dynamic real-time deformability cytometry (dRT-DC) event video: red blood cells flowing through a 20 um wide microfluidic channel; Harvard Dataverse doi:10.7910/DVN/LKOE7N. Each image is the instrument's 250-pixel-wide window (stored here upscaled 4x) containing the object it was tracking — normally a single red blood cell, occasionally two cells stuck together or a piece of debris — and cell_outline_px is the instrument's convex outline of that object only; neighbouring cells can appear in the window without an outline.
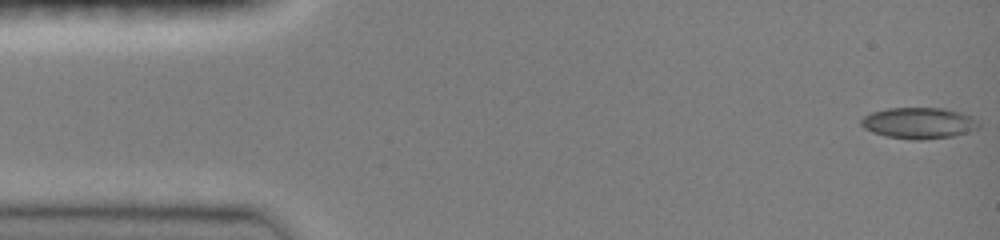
{"species": "common noctule bat (a hibernating species)", "species_latin": "Nyctalus noctula", "temperature_condition": "room temperature", "stored_images_in_passage": 44, "camera_frame_rate_fps": 3000, "um_per_image_px": 0.085, "animal": {"sex": "female", "body_mass_g": 19.0, "forearm_length_mm": 51.5}, "frame": {"image": 1, "passage_image": 1, "time_ms": 0.0, "image_size_px": [1000, 240], "cell_outline_px": [[980, 128], [956, 136], [924, 140], [912, 140], [884, 136], [872, 132], [864, 128], [860, 124], [860, 120], [864, 116], [872, 112], [888, 108], [944, 108], [960, 112], [976, 120], [980, 124]], "centroid_in_image_um": [78.09, 10.47], "position_along_channel_um": 6.9, "area_um2": 21.56}}
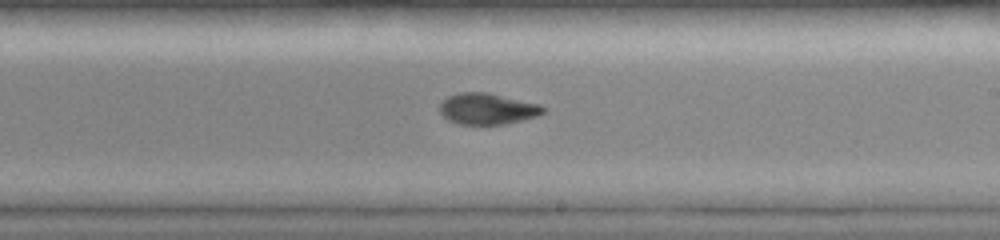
{"frame": {"image": 2, "passage_image": 25, "time_ms": 9.0, "image_size_px": [1000, 240], "cell_outline_px": [[544, 112], [540, 116], [504, 124], [460, 124], [448, 120], [440, 112], [440, 104], [448, 96], [460, 92], [488, 92], [540, 104], [544, 108]], "centroid_in_image_um": [41.45, 9.24], "position_along_channel_um": 247.6, "area_um2": 18.79}}
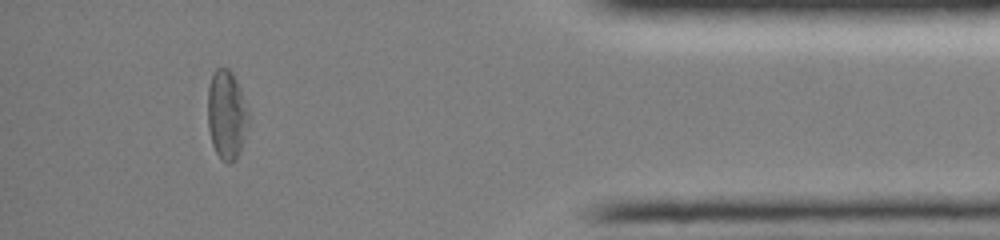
{"frame": {"image": 3, "passage_image": 40, "time_ms": 14.0, "image_size_px": [1000, 240], "cell_outline_px": [[248, 124], [240, 152], [236, 160], [228, 164], [220, 160], [212, 144], [208, 128], [208, 88], [212, 72], [216, 68], [228, 68], [232, 72], [236, 80], [248, 112]], "centroid_in_image_um": [19.24, 9.78], "position_along_channel_um": 416.0, "area_um2": 21.15}, "authors_computed_cell_mechanics": {"area_um2": 19.7676, "velocity_mm_per_s": 4.0308, "shape_relaxation_time_tau1_ms": null, "shape_relaxation_time_tau2_ms": 3.8006, "deformation_change_tau1": null, "deformation_change_tau2": 0.0926}}